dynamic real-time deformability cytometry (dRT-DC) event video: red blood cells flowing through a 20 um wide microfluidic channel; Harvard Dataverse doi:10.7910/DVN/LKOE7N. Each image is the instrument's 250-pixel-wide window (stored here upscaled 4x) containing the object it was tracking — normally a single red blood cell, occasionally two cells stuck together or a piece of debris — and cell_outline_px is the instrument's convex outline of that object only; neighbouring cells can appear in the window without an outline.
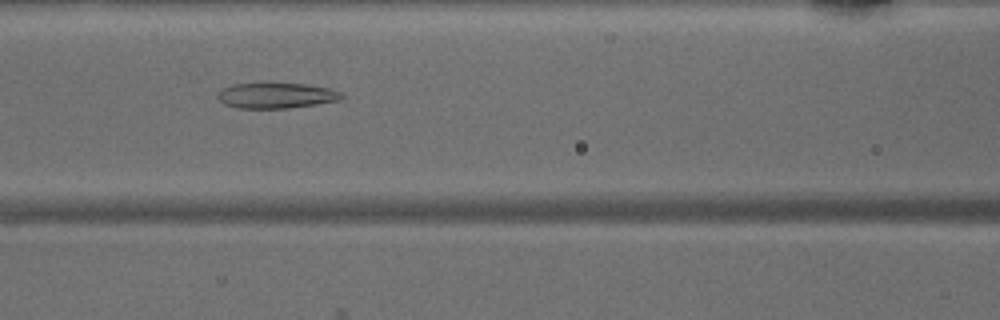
{"species": "common noctule bat (a hibernating species)", "species_latin": "Nyctalus noctula", "temperature_condition": "warm", "stored_images_in_passage": 33, "camera_frame_rate_fps": 3000, "um_per_image_px": 0.085, "animal": {"sex": "male", "body_mass_g": 15.6}, "frame": {"image": 1, "passage_image": 6, "time_ms": 1.667, "image_size_px": [1000, 320], "cell_outline_px": [[344, 96], [340, 100], [316, 104], [288, 108], [240, 108], [224, 104], [216, 96], [224, 88], [232, 84], [304, 84], [328, 88], [340, 92]], "centroid_in_image_um": [23.49, 8.13], "position_along_channel_um": 143.1, "area_um2": 18.03}}
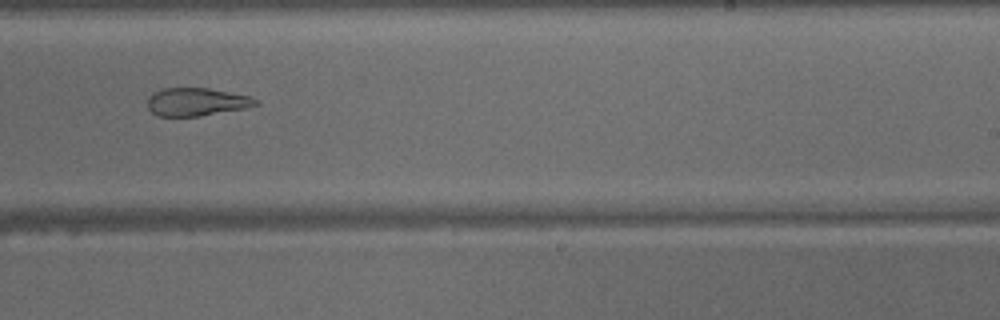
{"frame": {"image": 2, "passage_image": 15, "time_ms": 4.667, "image_size_px": [1000, 320], "cell_outline_px": [[260, 104], [244, 108], [196, 116], [156, 116], [148, 108], [148, 96], [152, 92], [160, 88], [208, 88], [248, 96], [260, 100]], "centroid_in_image_um": [16.66, 8.65], "position_along_channel_um": 272.3, "area_um2": 17.57}}
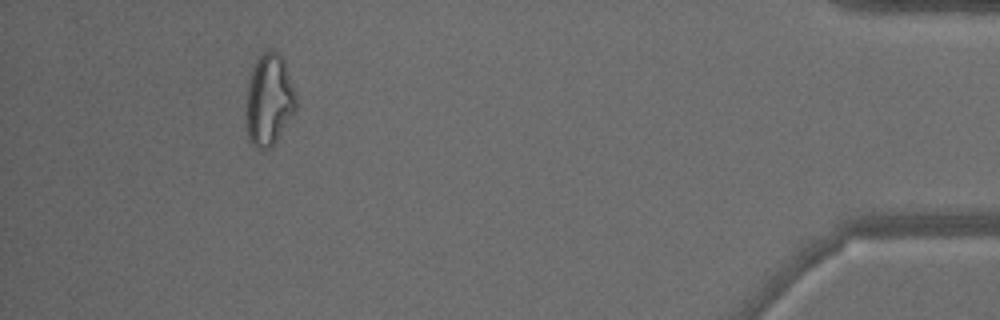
{"frame": {"image": 3, "passage_image": 29, "time_ms": 9.333, "image_size_px": [1000, 320], "cell_outline_px": [[296, 108], [276, 140], [268, 148], [260, 152], [248, 140], [244, 112], [248, 84], [252, 68], [256, 60], [268, 48], [272, 48], [284, 60], [296, 96]], "centroid_in_image_um": [22.82, 8.5], "position_along_channel_um": 412.4, "area_um2": 26.82}}